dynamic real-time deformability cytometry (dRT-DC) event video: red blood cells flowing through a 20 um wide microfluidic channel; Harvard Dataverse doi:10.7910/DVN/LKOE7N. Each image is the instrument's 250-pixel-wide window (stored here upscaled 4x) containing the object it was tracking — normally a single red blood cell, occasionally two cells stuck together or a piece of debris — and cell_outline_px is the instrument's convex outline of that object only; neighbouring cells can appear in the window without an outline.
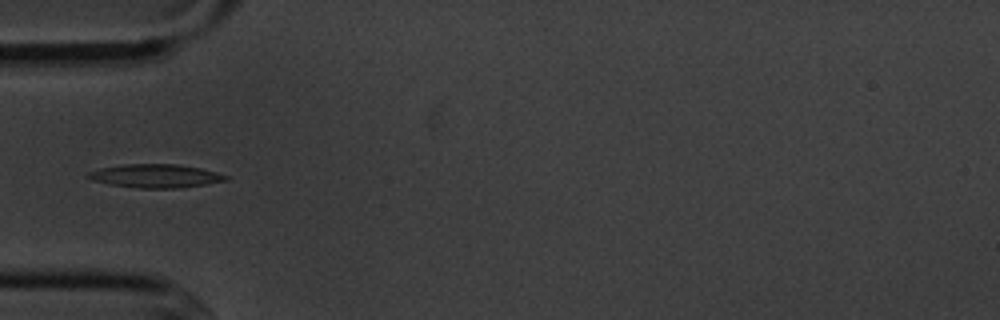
{"species": "common noctule bat (a hibernating species)", "species_latin": "Nyctalus noctula", "temperature_condition": "cold", "stored_images_in_passage": 3, "camera_frame_rate_fps": 3000, "um_per_image_px": 0.085, "animal": {"sex": "male", "body_mass_g": 20.1, "forearm_length_mm": 53.5}, "frame": {"image": 1, "passage_image": 1, "time_ms": 0.0, "image_size_px": [1000, 320], "cell_outline_px": [[228, 180], [180, 188], [136, 188], [108, 184], [92, 180], [84, 176], [88, 172], [100, 168], [124, 164], [176, 164], [200, 168], [216, 172], [228, 176]], "centroid_in_image_um": [13.17, 14.95], "position_along_channel_um": 71.8, "area_um2": 18.84}}
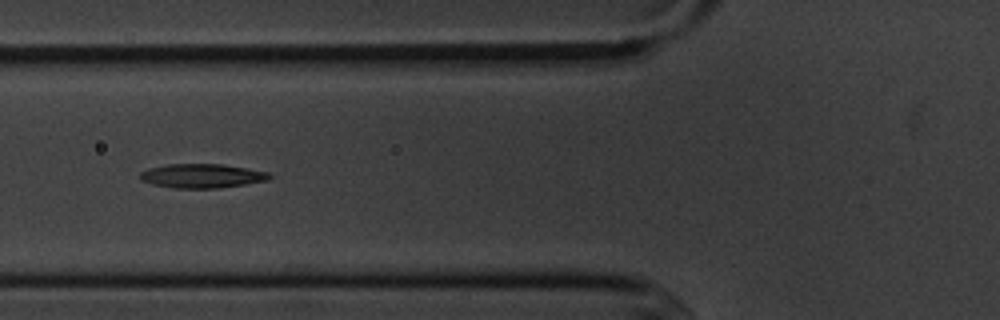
{"frame": {"image": 2, "passage_image": 2, "time_ms": 1.0, "image_size_px": [1000, 320], "cell_outline_px": [[272, 176], [268, 180], [244, 184], [216, 188], [176, 188], [152, 184], [140, 180], [140, 172], [148, 168], [168, 164], [220, 164], [268, 172]], "centroid_in_image_um": [17.12, 14.95], "position_along_channel_um": 108.7, "area_um2": 17.98}}
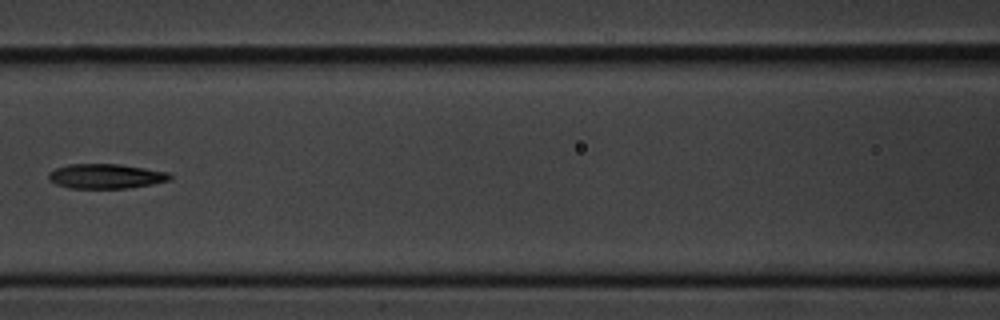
{"frame": {"image": 3, "passage_image": 3, "time_ms": 2.333, "image_size_px": [1000, 320], "cell_outline_px": [[172, 180], [152, 184], [128, 188], [68, 188], [56, 184], [48, 180], [48, 172], [56, 168], [68, 164], [120, 164], [168, 172], [172, 176]], "centroid_in_image_um": [8.98, 14.98], "position_along_channel_um": 157.6, "area_um2": 17.57}}